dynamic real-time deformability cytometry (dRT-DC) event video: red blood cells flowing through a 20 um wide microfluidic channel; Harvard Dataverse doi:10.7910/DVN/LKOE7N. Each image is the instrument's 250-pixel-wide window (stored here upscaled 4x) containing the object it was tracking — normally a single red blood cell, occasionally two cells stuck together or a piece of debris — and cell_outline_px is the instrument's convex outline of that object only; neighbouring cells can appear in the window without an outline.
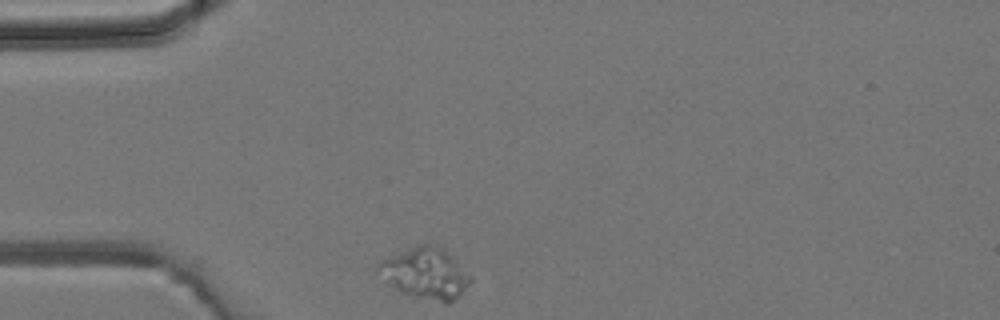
{"species": "common noctule bat (a hibernating species)", "species_latin": "Nyctalus noctula", "temperature_condition": "room temperature", "stored_images_in_passage": 3, "camera_frame_rate_fps": 3000, "um_per_image_px": 0.085, "animal": {"sex": "male", "body_mass_g": 19.2, "forearm_length_mm": 51.8}, "frame": {"image": 1, "passage_image": 1, "time_ms": 0.0, "image_size_px": [1000, 320], "cell_outline_px": [[472, 280], [448, 304], [444, 304], [416, 296], [404, 292], [396, 288], [376, 268], [376, 264], [380, 260], [416, 244], [444, 244], [472, 276]], "centroid_in_image_um": [36.23, 23.15], "position_along_channel_um": 48.8, "area_um2": 27.46}}
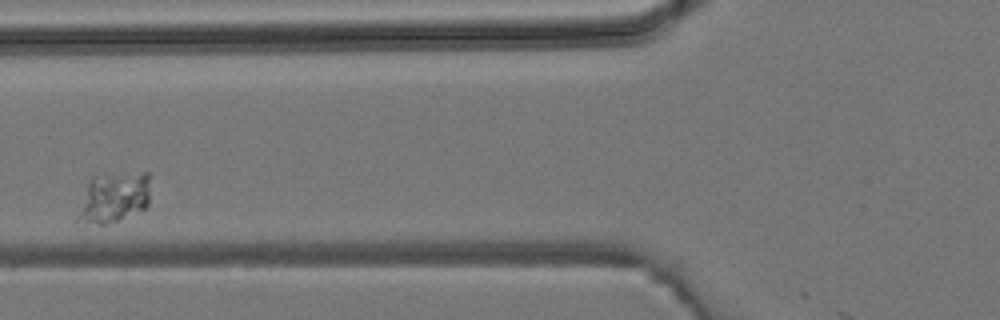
{"frame": {"image": 2, "passage_image": 3, "time_ms": 2.333, "image_size_px": [1000, 320], "cell_outline_px": [[148, 208], [116, 220], [104, 224], [76, 224], [76, 220], [88, 184], [92, 176], [144, 172], [148, 172]], "centroid_in_image_um": [9.66, 16.81], "position_along_channel_um": 116.1, "area_um2": 20.98}}